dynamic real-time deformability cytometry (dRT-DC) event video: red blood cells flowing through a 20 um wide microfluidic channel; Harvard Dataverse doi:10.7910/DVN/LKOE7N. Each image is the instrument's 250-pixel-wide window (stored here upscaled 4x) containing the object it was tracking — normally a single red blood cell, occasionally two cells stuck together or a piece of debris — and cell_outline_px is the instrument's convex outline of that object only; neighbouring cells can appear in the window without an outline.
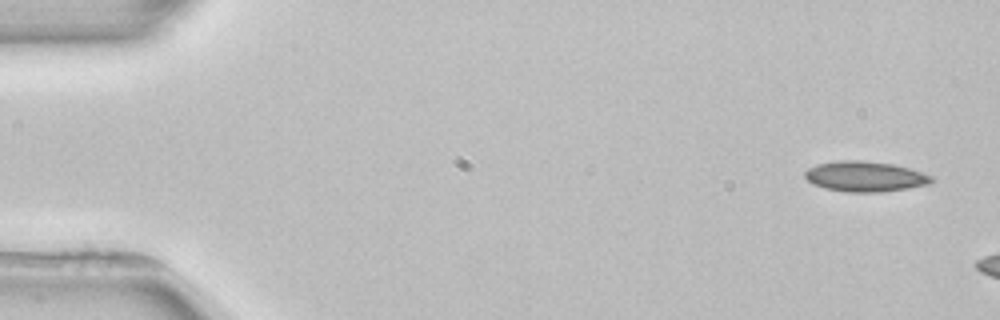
{"species": "common noctule bat (a hibernating species)", "species_latin": "Nyctalus noctula", "temperature_condition": "room temperature", "stored_images_in_passage": 3, "camera_frame_rate_fps": 3000, "um_per_image_px": 0.085, "animal": {"sex": "female", "body_mass_g": 22.7, "forearm_length_mm": 54.2}, "frame": {"image": 1, "passage_image": 1, "time_ms": 0.0, "image_size_px": [1000, 320], "cell_outline_px": [[936, 180], [928, 184], [908, 188], [880, 192], [848, 192], [824, 188], [812, 184], [804, 176], [804, 172], [808, 168], [816, 164], [840, 160], [864, 160], [892, 164], [908, 168], [932, 176]], "centroid_in_image_um": [73.5, 15.0], "position_along_channel_um": 11.5, "area_um2": 22.43}}